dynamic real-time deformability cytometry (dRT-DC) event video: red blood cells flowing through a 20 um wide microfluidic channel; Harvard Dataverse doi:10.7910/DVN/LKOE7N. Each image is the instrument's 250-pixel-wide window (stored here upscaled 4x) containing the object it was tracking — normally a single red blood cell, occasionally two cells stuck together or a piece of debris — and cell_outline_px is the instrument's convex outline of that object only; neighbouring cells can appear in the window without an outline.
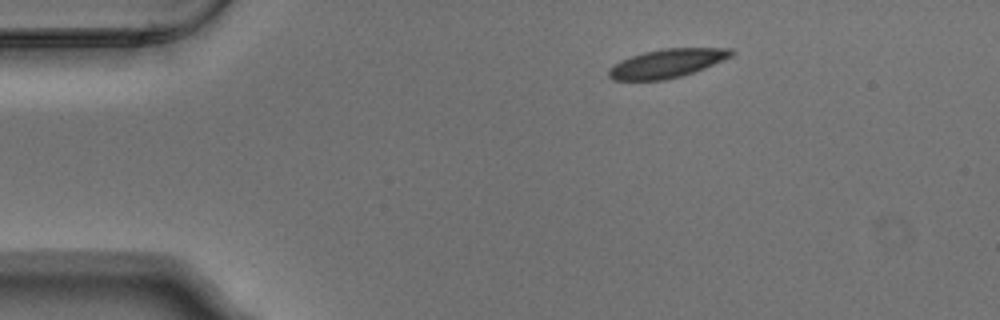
{"species": "Egyptian fruit bat (a non-hibernating species)", "species_latin": "Rousettus aegyptiacus", "temperature_condition": "warm", "stored_images_in_passage": 2, "camera_frame_rate_fps": 3000, "um_per_image_px": 0.085, "animal": {"sex": "male"}, "frame": {"image": 1, "passage_image": 1, "time_ms": 0.0, "image_size_px": [1000, 320], "cell_outline_px": [[736, 52], [732, 56], [704, 68], [680, 76], [664, 80], [612, 80], [608, 76], [608, 68], [620, 60], [644, 52], [664, 48], [732, 48]], "centroid_in_image_um": [56.68, 5.38], "position_along_channel_um": 28.3, "area_um2": 20.4}}